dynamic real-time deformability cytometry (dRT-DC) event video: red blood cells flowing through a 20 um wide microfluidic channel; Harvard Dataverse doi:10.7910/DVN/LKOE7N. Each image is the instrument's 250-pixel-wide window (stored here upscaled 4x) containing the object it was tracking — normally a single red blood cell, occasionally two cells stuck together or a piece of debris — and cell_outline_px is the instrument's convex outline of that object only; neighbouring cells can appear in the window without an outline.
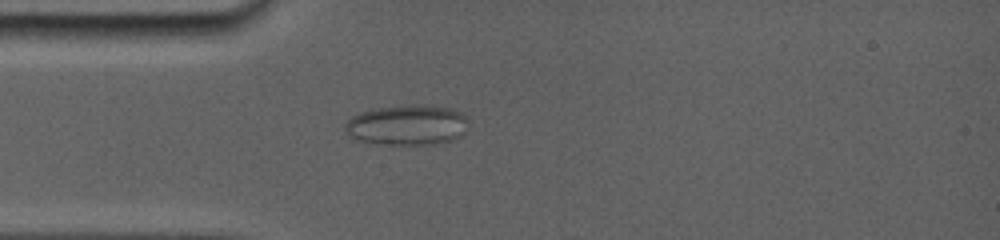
{"species": "common noctule bat (a hibernating species)", "species_latin": "Nyctalus noctula", "temperature_condition": "room temperature", "stored_images_in_passage": 7, "camera_frame_rate_fps": 5000, "um_per_image_px": 0.085, "animal": {"sex": "female", "body_mass_g": 19.0, "forearm_length_mm": 56.7}, "frame": {"image": 1, "passage_image": 2, "time_ms": 0.4, "image_size_px": [1000, 240], "cell_outline_px": [[464, 116], [448, 136], [436, 140], [408, 144], [392, 144], [368, 140], [356, 136], [348, 128], [348, 120], [352, 116], [360, 112], [380, 108], [420, 104], [432, 104], [448, 108]], "centroid_in_image_um": [34.42, 10.53], "position_along_channel_um": 50.6, "area_um2": 25.37}}
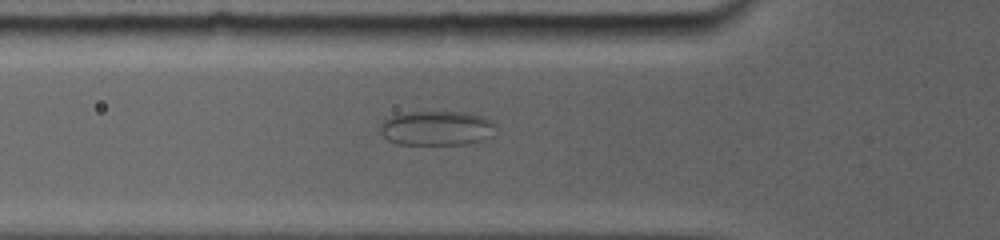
{"frame": {"image": 2, "passage_image": 5, "time_ms": 1.6, "image_size_px": [1000, 240], "cell_outline_px": [[492, 124], [480, 140], [460, 144], [400, 144], [388, 140], [384, 136], [380, 128], [380, 124], [392, 116], [408, 112], [456, 112], [480, 116], [488, 120]], "centroid_in_image_um": [36.95, 10.89], "position_along_channel_um": 88.9, "area_um2": 21.96}}